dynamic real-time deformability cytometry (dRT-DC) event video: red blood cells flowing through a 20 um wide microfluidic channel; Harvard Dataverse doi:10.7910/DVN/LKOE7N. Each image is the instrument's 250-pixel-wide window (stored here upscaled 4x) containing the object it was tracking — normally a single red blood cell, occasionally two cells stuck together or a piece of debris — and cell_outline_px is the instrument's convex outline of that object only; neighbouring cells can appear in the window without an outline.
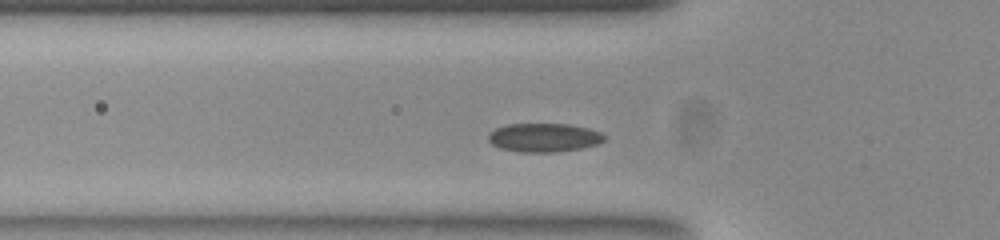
{"species": "common noctule bat (a hibernating species)", "species_latin": "Nyctalus noctula", "temperature_condition": "room temperature", "stored_images_in_passage": 32, "camera_frame_rate_fps": 3000, "um_per_image_px": 0.085, "animal": {"sex": "female", "body_mass_g": 23.0, "forearm_length_mm": 53.4}, "frame": {"image": 1, "passage_image": 8, "time_ms": 2.333, "image_size_px": [1000, 240], "cell_outline_px": [[604, 140], [596, 144], [580, 148], [556, 152], [520, 152], [500, 148], [492, 144], [488, 140], [488, 136], [496, 128], [508, 124], [568, 124], [600, 132], [604, 136]], "centroid_in_image_um": [46.2, 11.7], "position_along_channel_um": 79.6, "area_um2": 19.07}}
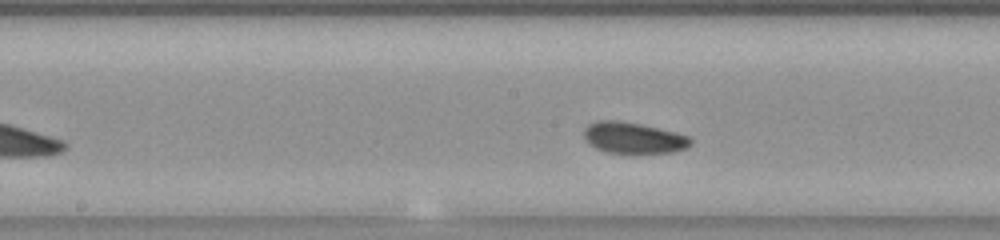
{"frame": {"image": 2, "passage_image": 17, "time_ms": 5.333, "image_size_px": [1000, 240], "cell_outline_px": [[692, 140], [684, 148], [672, 152], [608, 152], [596, 148], [588, 140], [584, 132], [588, 124], [600, 120], [612, 120], [636, 124], [656, 128], [688, 136]], "centroid_in_image_um": [53.82, 11.71], "position_along_channel_um": 194.4, "area_um2": 18.32}}
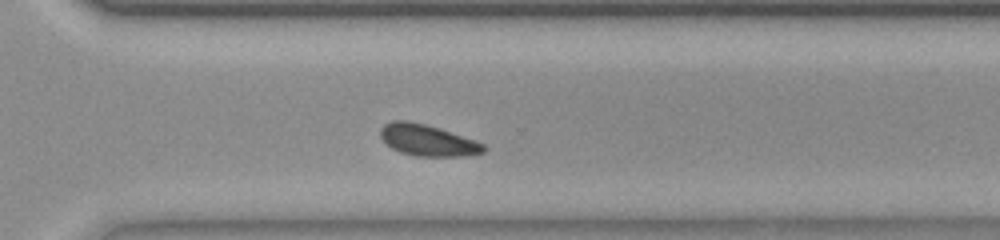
{"frame": {"image": 3, "passage_image": 28, "time_ms": 9.0, "image_size_px": [1000, 240], "cell_outline_px": [[484, 152], [464, 156], [416, 156], [392, 148], [380, 136], [380, 128], [384, 124], [392, 120], [404, 120], [424, 124], [484, 144]], "centroid_in_image_um": [36.29, 11.92], "position_along_channel_um": 334.3, "area_um2": 18.21}}